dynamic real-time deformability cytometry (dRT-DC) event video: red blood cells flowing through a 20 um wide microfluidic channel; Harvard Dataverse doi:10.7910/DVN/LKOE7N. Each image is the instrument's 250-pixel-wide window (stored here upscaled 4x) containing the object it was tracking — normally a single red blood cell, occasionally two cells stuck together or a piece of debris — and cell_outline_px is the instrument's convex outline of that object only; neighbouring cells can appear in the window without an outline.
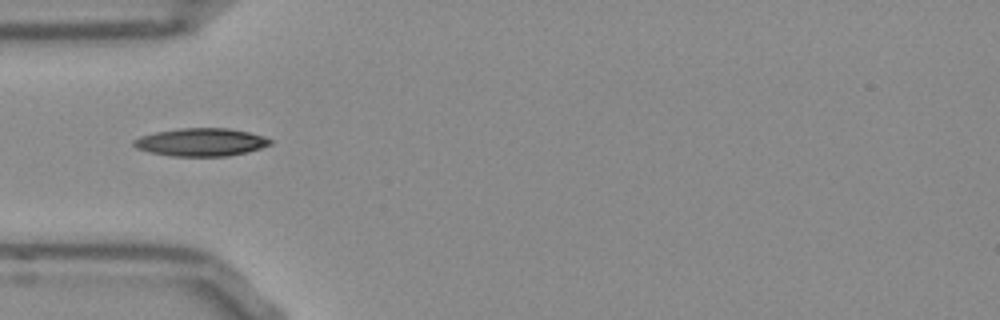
{"species": "Egyptian fruit bat (a non-hibernating species)", "species_latin": "Rousettus aegyptiacus", "temperature_condition": "room temperature", "stored_images_in_passage": 37, "camera_frame_rate_fps": 3000, "um_per_image_px": 0.085, "frame": {"image": 1, "passage_image": 1, "time_ms": 0.0, "image_size_px": [1000, 320], "cell_outline_px": [[272, 144], [248, 152], [228, 156], [172, 156], [148, 152], [136, 148], [132, 144], [132, 140], [140, 136], [156, 132], [176, 128], [228, 128], [248, 132], [264, 136], [272, 140]], "centroid_in_image_um": [17.07, 12.08], "position_along_channel_um": 67.9, "area_um2": 22.37}}
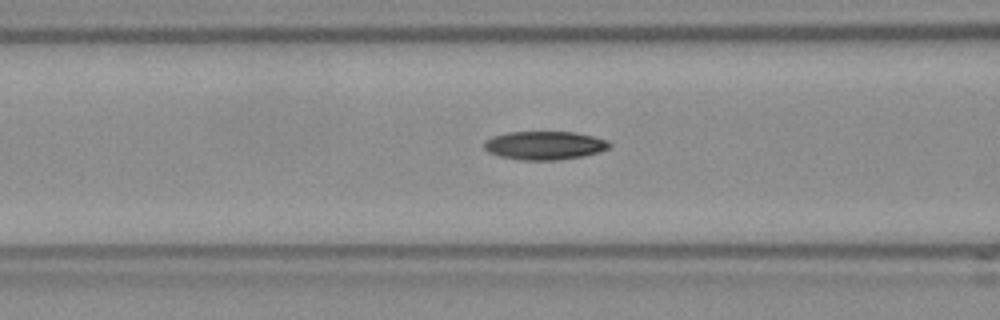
{"frame": {"image": 2, "passage_image": 5, "time_ms": 1.333, "image_size_px": [1000, 320], "cell_outline_px": [[612, 144], [608, 148], [584, 156], [556, 160], [520, 160], [500, 156], [488, 152], [484, 148], [484, 140], [492, 136], [508, 132], [576, 132], [592, 136], [604, 140]], "centroid_in_image_um": [46.23, 12.36], "position_along_channel_um": 120.4, "area_um2": 20.69}}
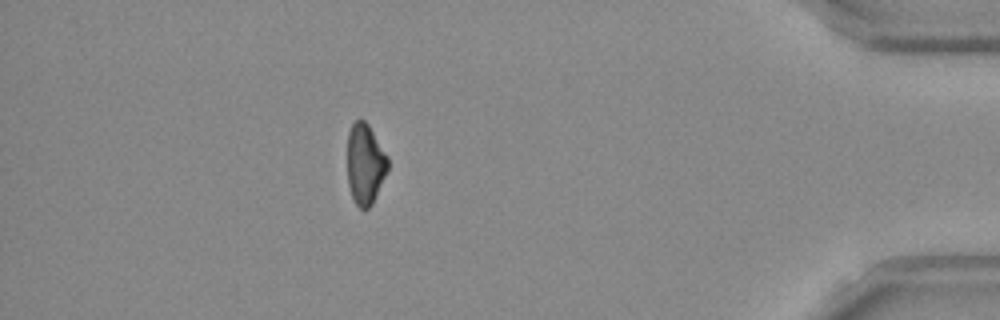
{"frame": {"image": 3, "passage_image": 31, "time_ms": 10.0, "image_size_px": [1000, 320], "cell_outline_px": [[388, 168], [372, 204], [368, 208], [360, 208], [356, 204], [352, 196], [348, 184], [348, 132], [352, 124], [356, 120], [364, 120], [368, 124], [388, 156]], "centroid_in_image_um": [31.03, 13.92], "position_along_channel_um": 404.2, "area_um2": 18.79}, "authors_computed_cell_mechanics": {"area_um2": 20.1144, "velocity_mm_per_s": 3.8657, "shape_relaxation_time_tau1_ms": 6.2283, "shape_relaxation_time_tau2_ms": null, "deformation_change_tau1": 0.1554, "deformation_change_tau2": null}}